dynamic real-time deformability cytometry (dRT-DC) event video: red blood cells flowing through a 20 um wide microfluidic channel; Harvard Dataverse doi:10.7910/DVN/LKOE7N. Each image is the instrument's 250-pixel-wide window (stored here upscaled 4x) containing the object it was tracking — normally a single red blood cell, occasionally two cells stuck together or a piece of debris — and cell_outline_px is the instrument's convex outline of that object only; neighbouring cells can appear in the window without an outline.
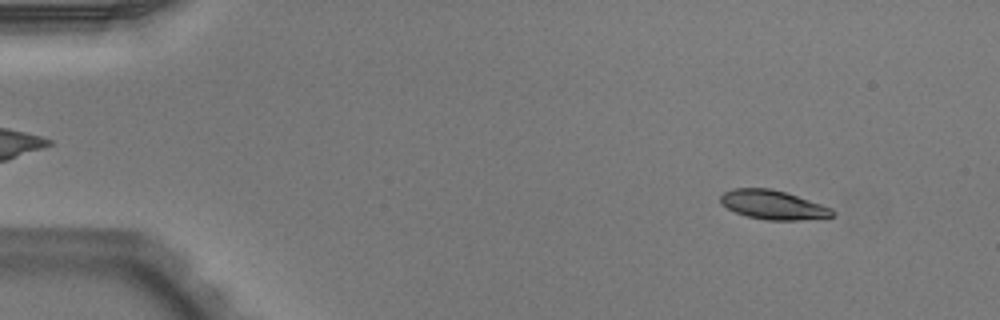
{"species": "Egyptian fruit bat (a non-hibernating species)", "species_latin": "Rousettus aegyptiacus", "temperature_condition": "warm", "stored_images_in_passage": 51, "camera_frame_rate_fps": 3000, "um_per_image_px": 0.085, "animal": {"sex": "male"}, "frame": {"image": 1, "passage_image": 5, "time_ms": 1.333, "image_size_px": [1000, 320], "cell_outline_px": [[836, 216], [828, 220], [768, 220], [748, 216], [736, 212], [720, 204], [720, 196], [724, 192], [732, 188], [768, 188], [784, 192], [832, 208], [836, 212]], "centroid_in_image_um": [65.79, 17.44], "position_along_channel_um": 19.2, "area_um2": 19.19}}
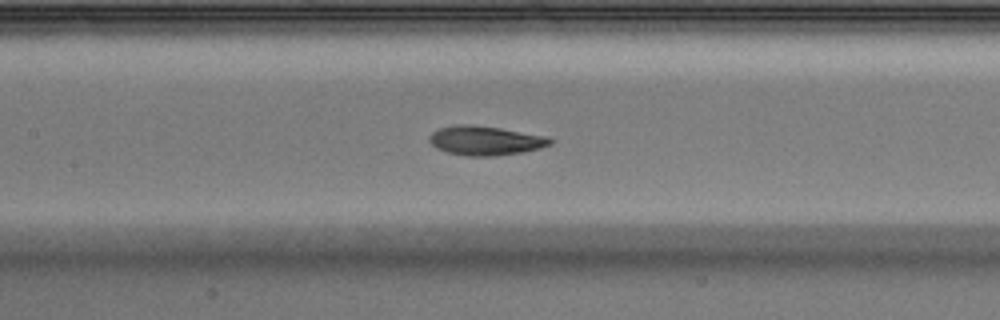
{"frame": {"image": 2, "passage_image": 24, "time_ms": 7.667, "image_size_px": [1000, 320], "cell_outline_px": [[552, 144], [540, 148], [524, 152], [496, 156], [468, 156], [448, 152], [436, 148], [428, 140], [428, 136], [432, 132], [440, 128], [452, 124], [472, 124], [500, 128], [548, 136], [552, 140]], "centroid_in_image_um": [41.25, 11.94], "position_along_channel_um": 166.2, "area_um2": 20.81}}
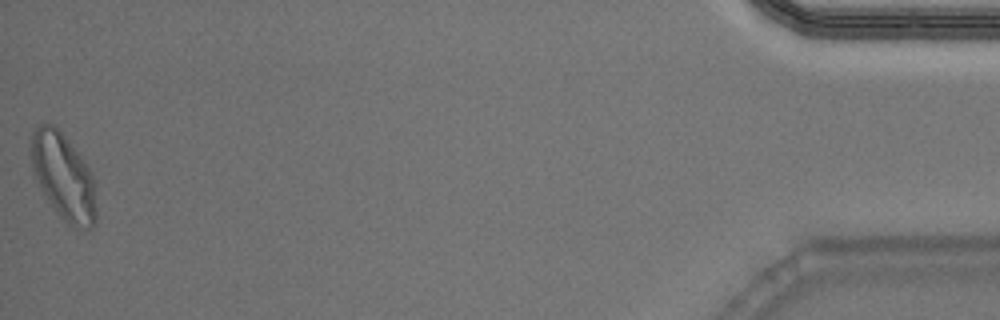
{"frame": {"image": 3, "passage_image": 51, "time_ms": 16.667, "image_size_px": [1000, 320], "cell_outline_px": [[96, 220], [92, 228], [72, 228], [64, 220], [48, 200], [32, 176], [32, 128], [40, 124], [52, 124], [68, 140], [84, 160], [92, 172], [96, 180]], "centroid_in_image_um": [5.42, 15.03], "position_along_channel_um": 429.8, "area_um2": 33.06}, "authors_computed_cell_mechanics": {"area_um2": 20.2878, "velocity_mm_per_s": 3.9326, "shape_relaxation_time_tau1_ms": 3.1189, "shape_relaxation_time_tau2_ms": 1.7358, "deformation_change_tau1": 0.1368, "deformation_change_tau2": 0.0698}}